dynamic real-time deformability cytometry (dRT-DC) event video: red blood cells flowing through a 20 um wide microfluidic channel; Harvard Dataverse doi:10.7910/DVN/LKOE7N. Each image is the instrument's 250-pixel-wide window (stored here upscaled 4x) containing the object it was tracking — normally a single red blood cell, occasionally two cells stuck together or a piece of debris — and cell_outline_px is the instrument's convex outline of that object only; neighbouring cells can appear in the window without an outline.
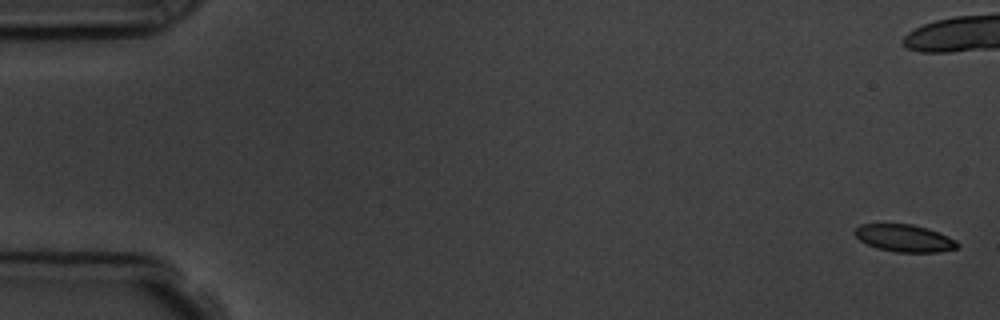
{"species": "common noctule bat (a hibernating species)", "species_latin": "Nyctalus noctula", "temperature_condition": "room temperature", "stored_images_in_passage": 6, "camera_frame_rate_fps": 3000, "um_per_image_px": 0.085, "animal": {"sex": "male", "body_mass_g": 19.5, "forearm_length_mm": 54.6}, "frame": {"image": 1, "passage_image": 1, "time_ms": 0.0, "image_size_px": [1000, 320], "cell_outline_px": [[960, 244], [956, 248], [940, 252], [896, 252], [876, 248], [860, 240], [852, 232], [860, 224], [912, 224], [928, 228], [948, 236], [956, 240]], "centroid_in_image_um": [76.88, 20.24], "position_along_channel_um": 8.1, "area_um2": 16.36}}